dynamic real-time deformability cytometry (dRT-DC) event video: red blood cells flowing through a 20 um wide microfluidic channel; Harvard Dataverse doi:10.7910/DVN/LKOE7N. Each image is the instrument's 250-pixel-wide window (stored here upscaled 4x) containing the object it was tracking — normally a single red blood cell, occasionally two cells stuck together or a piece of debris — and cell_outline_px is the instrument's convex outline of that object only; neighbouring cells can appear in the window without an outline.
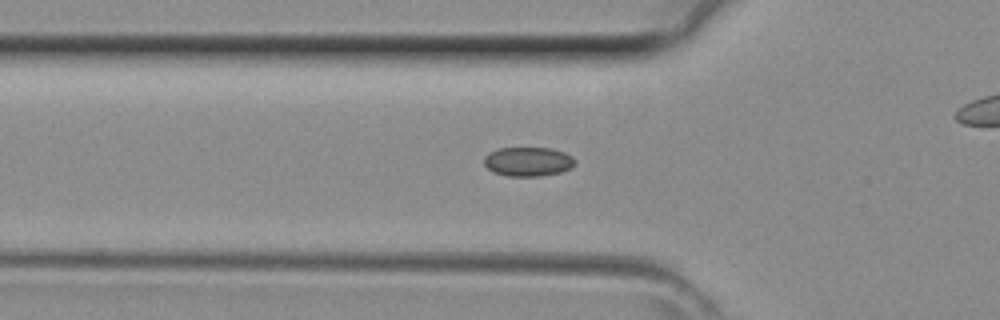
{"species": "common noctule bat (a hibernating species)", "species_latin": "Nyctalus noctula", "temperature_condition": "room temperature", "stored_images_in_passage": 31, "camera_frame_rate_fps": 3000, "um_per_image_px": 0.085, "animal": {"sex": "female", "body_mass_g": 29.2, "forearm_length_mm": 56.3}, "frame": {"image": 1, "passage_image": 2, "time_ms": 0.333, "image_size_px": [1000, 320], "cell_outline_px": [[576, 164], [572, 168], [560, 172], [540, 176], [508, 176], [492, 172], [484, 164], [484, 156], [488, 152], [496, 148], [552, 148], [564, 152], [572, 156], [576, 160]], "centroid_in_image_um": [44.89, 13.73], "position_along_channel_um": 80.9, "area_um2": 15.72}}
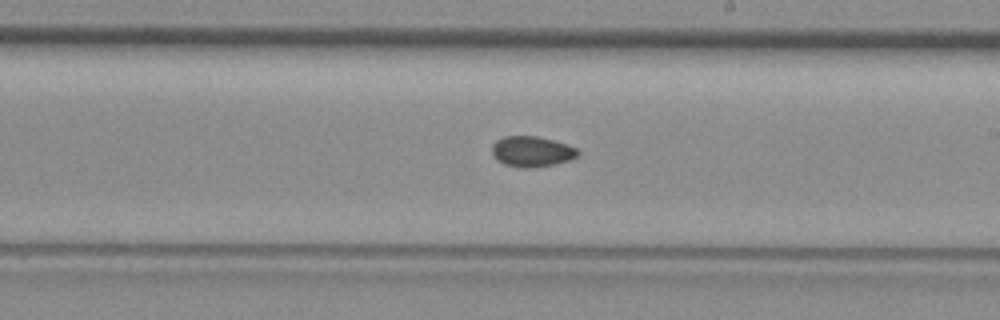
{"frame": {"image": 2, "passage_image": 12, "time_ms": 3.667, "image_size_px": [1000, 320], "cell_outline_px": [[580, 152], [576, 156], [568, 160], [536, 168], [520, 168], [504, 164], [496, 160], [492, 152], [492, 144], [496, 140], [504, 136], [536, 136], [552, 140], [576, 148]], "centroid_in_image_um": [45.15, 12.88], "position_along_channel_um": 243.9, "area_um2": 15.2}}
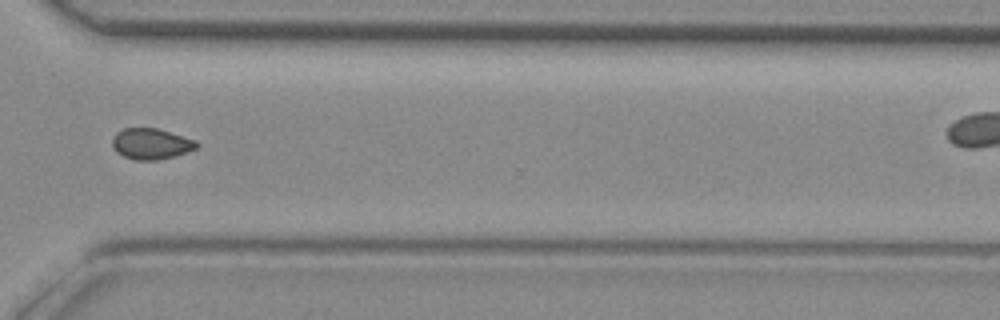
{"frame": {"image": 3, "passage_image": 19, "time_ms": 6.0, "image_size_px": [1000, 320], "cell_outline_px": [[200, 144], [196, 148], [160, 160], [136, 160], [124, 156], [116, 152], [112, 144], [112, 140], [116, 132], [124, 128], [156, 128], [196, 140]], "centroid_in_image_um": [12.82, 12.22], "position_along_channel_um": 357.8, "area_um2": 15.03}}